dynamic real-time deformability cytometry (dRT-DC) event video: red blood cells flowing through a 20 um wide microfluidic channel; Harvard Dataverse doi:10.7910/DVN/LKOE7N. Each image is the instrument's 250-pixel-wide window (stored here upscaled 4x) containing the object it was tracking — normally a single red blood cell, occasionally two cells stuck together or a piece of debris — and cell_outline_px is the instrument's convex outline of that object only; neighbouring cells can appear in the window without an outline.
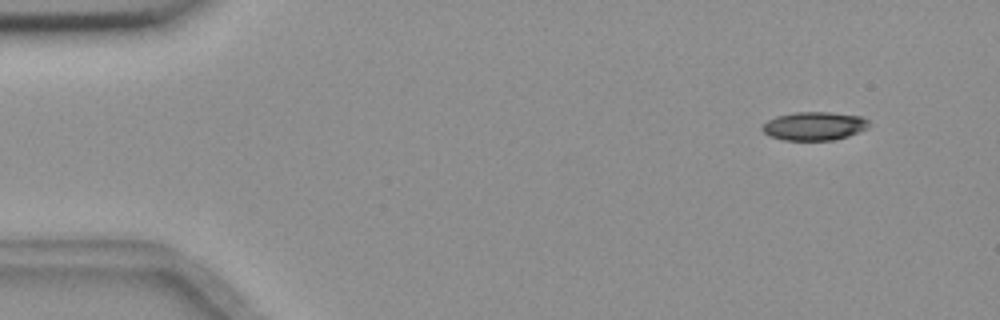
{"species": "common noctule bat (a hibernating species)", "species_latin": "Nyctalus noctula", "temperature_condition": "room temperature", "stored_images_in_passage": 4, "camera_frame_rate_fps": 3000, "um_per_image_px": 0.085, "animal": {"sex": "female", "body_mass_g": 18.4}, "frame": {"image": 1, "passage_image": 1, "time_ms": 0.0, "image_size_px": [1000, 320], "cell_outline_px": [[872, 124], [868, 128], [860, 132], [848, 136], [832, 140], [784, 140], [768, 136], [760, 128], [768, 120], [776, 116], [792, 112], [832, 112], [860, 116], [868, 120]], "centroid_in_image_um": [69.22, 10.71], "position_along_channel_um": 15.8, "area_um2": 17.92}}